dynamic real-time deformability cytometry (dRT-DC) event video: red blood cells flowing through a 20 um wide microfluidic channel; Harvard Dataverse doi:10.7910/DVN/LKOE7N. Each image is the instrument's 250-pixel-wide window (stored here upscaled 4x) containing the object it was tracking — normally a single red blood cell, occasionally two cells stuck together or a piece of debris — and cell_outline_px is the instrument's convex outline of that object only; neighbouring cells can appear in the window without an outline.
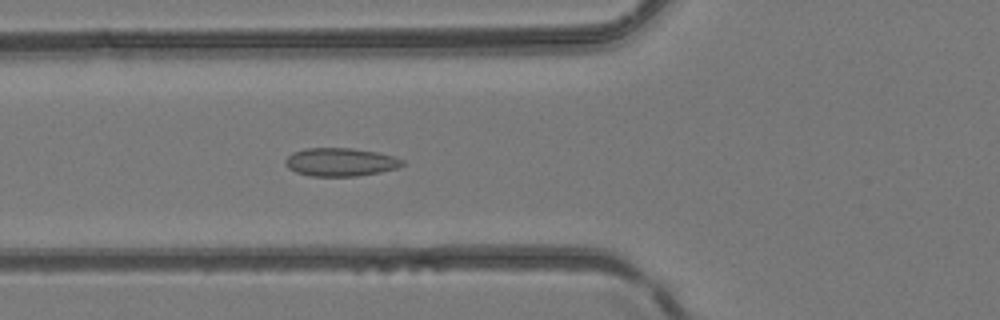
{"species": "common noctule bat (a hibernating species)", "species_latin": "Nyctalus noctula", "temperature_condition": "room temperature", "stored_images_in_passage": 43, "camera_frame_rate_fps": 3000, "um_per_image_px": 0.085, "animal": {"sex": "female", "body_mass_g": 24.6, "forearm_length_mm": 56.2}, "frame": {"image": 1, "passage_image": 13, "time_ms": 4.0, "image_size_px": [1000, 320], "cell_outline_px": [[404, 164], [396, 168], [380, 172], [356, 176], [312, 176], [296, 172], [288, 168], [284, 164], [284, 160], [292, 152], [304, 148], [352, 148], [376, 152], [392, 156], [404, 160]], "centroid_in_image_um": [28.9, 13.77], "position_along_channel_um": 96.9, "area_um2": 19.25}}
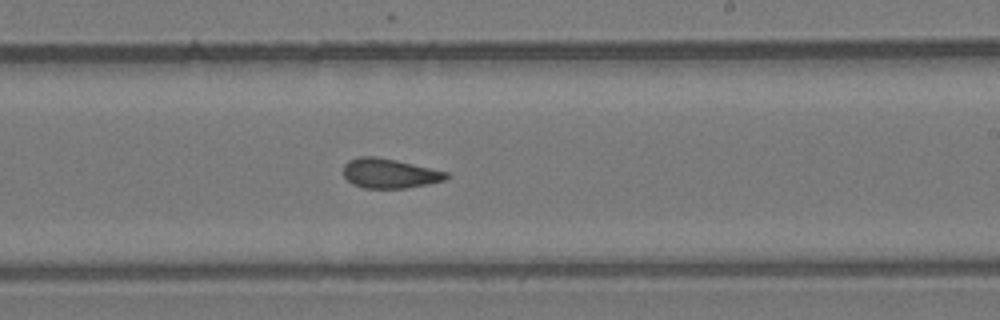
{"frame": {"image": 2, "passage_image": 24, "time_ms": 7.667, "image_size_px": [1000, 320], "cell_outline_px": [[452, 176], [444, 180], [428, 184], [404, 188], [364, 188], [352, 184], [344, 176], [344, 164], [348, 160], [360, 156], [376, 156], [396, 160], [448, 172]], "centroid_in_image_um": [33.11, 14.73], "position_along_channel_um": 255.9, "area_um2": 17.8}}
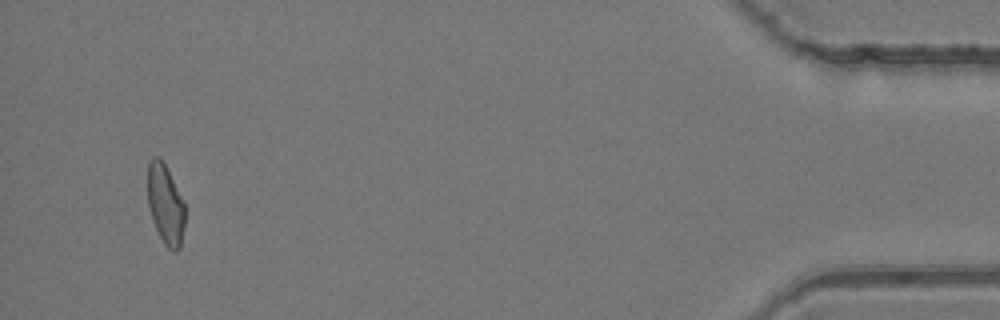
{"frame": {"image": 3, "passage_image": 41, "time_ms": 13.333, "image_size_px": [1000, 320], "cell_outline_px": [[184, 224], [180, 248], [176, 252], [172, 252], [164, 244], [156, 228], [148, 204], [148, 160], [152, 156], [160, 156], [184, 200]], "centroid_in_image_um": [14.06, 17.35], "position_along_channel_um": 421.1, "area_um2": 17.34}}